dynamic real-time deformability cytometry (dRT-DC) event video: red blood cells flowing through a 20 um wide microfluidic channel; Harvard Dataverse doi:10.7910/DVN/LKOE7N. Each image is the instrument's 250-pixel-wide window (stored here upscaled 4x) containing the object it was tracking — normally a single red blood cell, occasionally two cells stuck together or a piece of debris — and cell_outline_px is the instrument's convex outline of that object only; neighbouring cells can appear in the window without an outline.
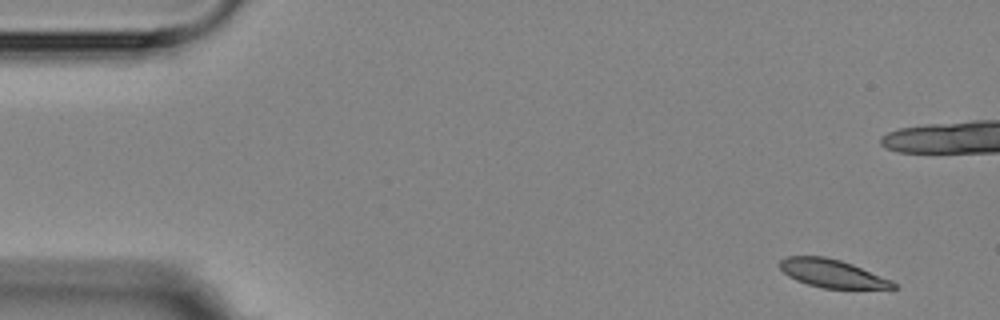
{"species": "Egyptian fruit bat (a non-hibernating species)", "species_latin": "Rousettus aegyptiacus", "temperature_condition": "room temperature", "stored_images_in_passage": 6, "segment_of_instrument_passage": [2, 2], "camera_frame_rate_fps": 3000, "um_per_image_px": 0.085, "animal": {"sex": "female"}, "frame": {"image": 1, "passage_image": 6, "time_ms": 6.667, "image_size_px": [1000, 320], "cell_outline_px": [[896, 288], [820, 288], [796, 280], [788, 276], [780, 268], [780, 260], [788, 256], [824, 256], [840, 260], [852, 264], [892, 280], [896, 284]], "centroid_in_image_um": [70.71, 23.24], "position_along_channel_um": 14.3, "area_um2": 18.38}}